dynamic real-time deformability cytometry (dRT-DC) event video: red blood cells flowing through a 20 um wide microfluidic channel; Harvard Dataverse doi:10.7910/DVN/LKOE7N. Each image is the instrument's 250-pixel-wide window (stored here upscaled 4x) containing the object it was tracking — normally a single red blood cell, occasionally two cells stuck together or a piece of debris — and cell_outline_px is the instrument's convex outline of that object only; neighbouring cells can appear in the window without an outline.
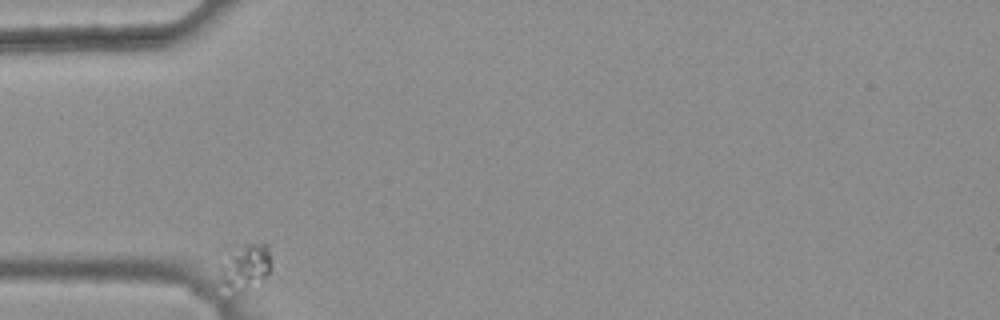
{"species": "common noctule bat (a hibernating species)", "species_latin": "Nyctalus noctula", "temperature_condition": "warm", "stored_images_in_passage": 34, "camera_frame_rate_fps": 3000, "um_per_image_px": 0.085, "animal": {"sex": "female", "body_mass_g": 25.1}, "frame": {"image": 1, "passage_image": 1, "time_ms": 0.0, "image_size_px": [1000, 320], "cell_outline_px": [[272, 268], [268, 276], [240, 292], [236, 292], [216, 280], [232, 244], [268, 244], [272, 264]], "centroid_in_image_um": [20.86, 22.62], "position_along_channel_um": 64.1, "area_um2": 13.99}}
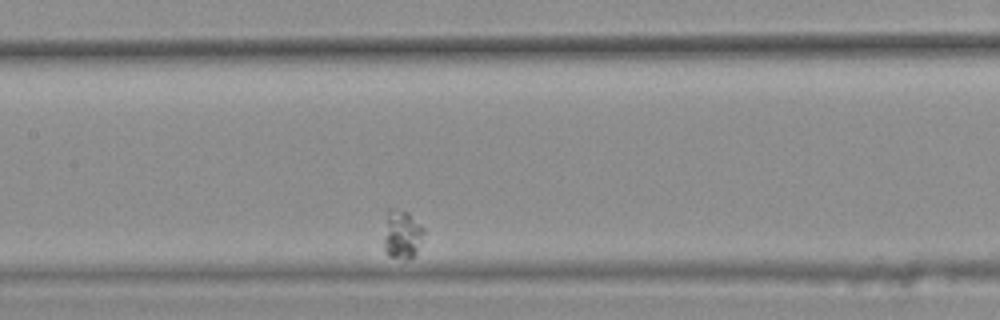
{"frame": {"image": 2, "passage_image": 14, "time_ms": 4.333, "image_size_px": [1000, 320], "cell_outline_px": [[424, 232], [416, 252], [408, 260], [388, 256], [384, 248], [384, 216], [388, 208], [396, 208], [408, 212], [424, 228]], "centroid_in_image_um": [34.12, 19.88], "position_along_channel_um": 173.3, "area_um2": 11.56}}
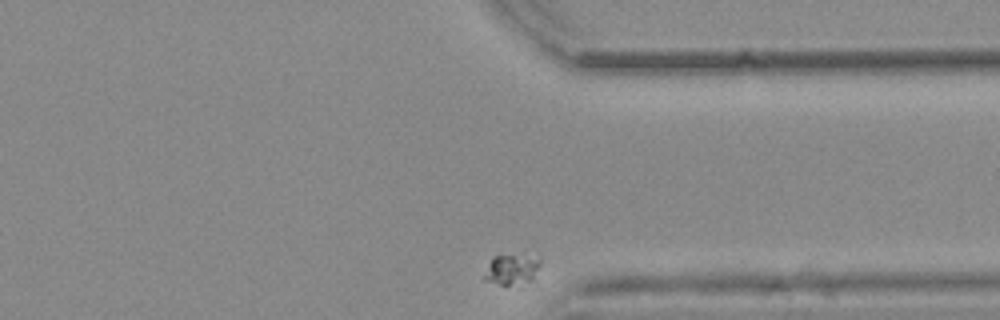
{"frame": {"image": 3, "passage_image": 34, "time_ms": 11.0, "image_size_px": [1000, 320], "cell_outline_px": [[540, 264], [532, 280], [524, 288], [504, 288], [484, 280], [484, 276], [488, 264], [492, 256], [500, 252], [540, 256]], "centroid_in_image_um": [43.5, 22.94], "position_along_channel_um": 367.9, "area_um2": 11.39}}